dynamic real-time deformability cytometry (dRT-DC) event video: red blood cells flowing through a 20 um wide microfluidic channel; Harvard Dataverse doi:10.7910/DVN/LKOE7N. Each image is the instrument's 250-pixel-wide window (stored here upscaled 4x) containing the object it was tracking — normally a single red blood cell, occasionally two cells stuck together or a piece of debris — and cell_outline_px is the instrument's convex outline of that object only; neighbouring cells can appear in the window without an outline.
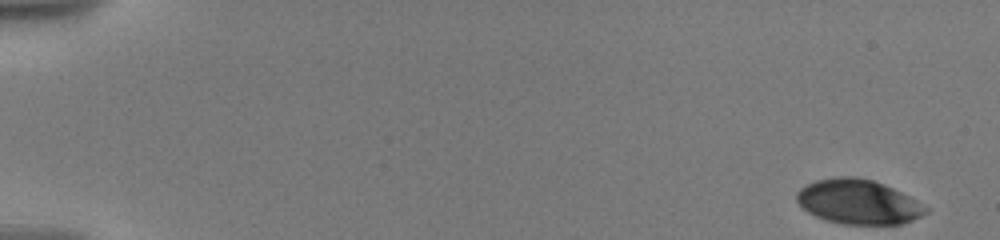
{"species": "human", "species_latin": "Homo sapiens", "temperature_condition": "warm", "stored_images_in_passage": 66, "camera_frame_rate_fps": 3000, "um_per_image_px": 0.085, "donor": {"sex": "male"}, "frame": {"image": 1, "passage_image": 1, "time_ms": 0.0, "image_size_px": [1000, 240], "cell_outline_px": [[928, 212], [912, 220], [900, 224], [844, 224], [824, 220], [808, 212], [796, 200], [796, 192], [800, 188], [816, 180], [840, 176], [856, 176], [872, 180], [884, 184], [908, 196], [928, 208]], "centroid_in_image_um": [72.93, 17.15], "position_along_channel_um": 12.1, "area_um2": 33.29}}
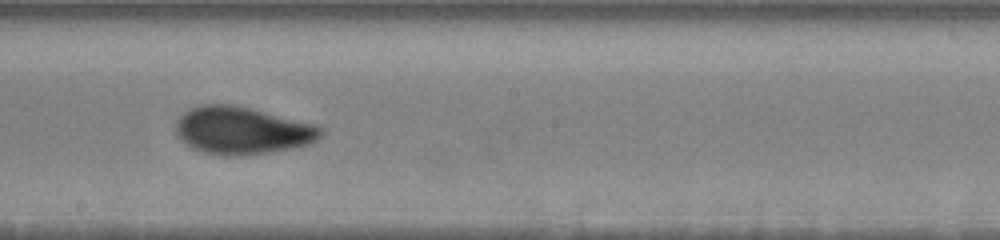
{"frame": {"image": 2, "passage_image": 35, "time_ms": 10.667, "image_size_px": [1000, 240], "cell_outline_px": [[324, 132], [312, 144], [272, 152], [240, 156], [224, 156], [204, 152], [192, 148], [180, 140], [176, 136], [176, 120], [188, 108], [196, 104], [236, 104], [316, 124], [324, 128]], "centroid_in_image_um": [20.58, 11.08], "position_along_channel_um": 227.6, "area_um2": 40.86}}
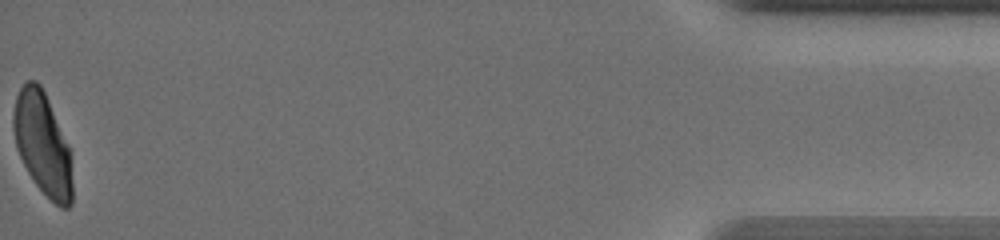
{"frame": {"image": 3, "passage_image": 66, "time_ms": 18.667, "image_size_px": [1000, 240], "cell_outline_px": [[72, 204], [68, 208], [60, 208], [36, 184], [28, 172], [16, 148], [12, 128], [12, 116], [16, 96], [20, 88], [28, 80], [36, 80], [40, 84], [48, 100], [68, 148], [72, 184]], "centroid_in_image_um": [3.58, 12.22], "position_along_channel_um": 431.6, "area_um2": 34.51}, "authors_computed_cell_mechanics": {"area_um2": 37.6856, "velocity_mm_per_s": 3.5552, "shape_relaxation_time_tau1_ms": 4.7736, "shape_relaxation_time_tau2_ms": 1.2779, "deformation_change_tau1": 0.1654, "deformation_change_tau2": 0.0598}}